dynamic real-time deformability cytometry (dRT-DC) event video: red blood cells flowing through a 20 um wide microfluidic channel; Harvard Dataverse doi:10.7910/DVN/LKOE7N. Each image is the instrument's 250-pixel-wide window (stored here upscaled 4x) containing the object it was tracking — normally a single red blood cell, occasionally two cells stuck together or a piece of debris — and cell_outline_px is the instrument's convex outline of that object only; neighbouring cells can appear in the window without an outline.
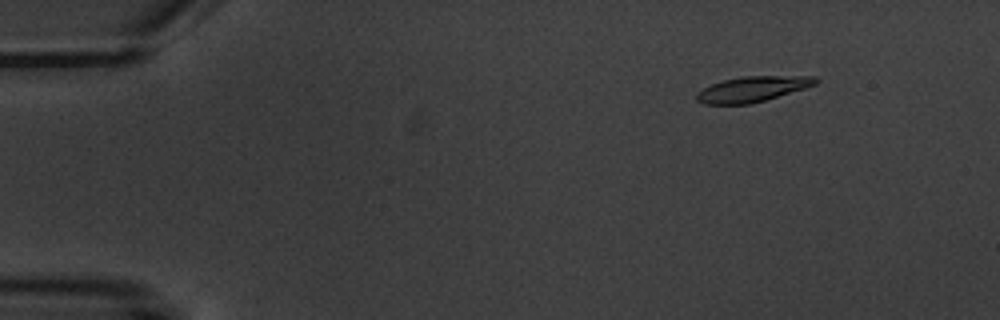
{"species": "common noctule bat (a hibernating species)", "species_latin": "Nyctalus noctula", "temperature_condition": "warm", "stored_images_in_passage": 6, "camera_frame_rate_fps": 3000, "um_per_image_px": 0.085, "animal": {"sex": "male", "body_mass_g": 20.1, "forearm_length_mm": 53.5}, "frame": {"image": 1, "passage_image": 2, "time_ms": 2.0, "image_size_px": [1000, 320], "cell_outline_px": [[820, 80], [816, 84], [804, 88], [764, 100], [748, 104], [704, 104], [696, 100], [696, 92], [712, 84], [724, 80], [744, 76], [816, 76]], "centroid_in_image_um": [63.95, 7.56], "position_along_channel_um": 21.0, "area_um2": 17.4}}
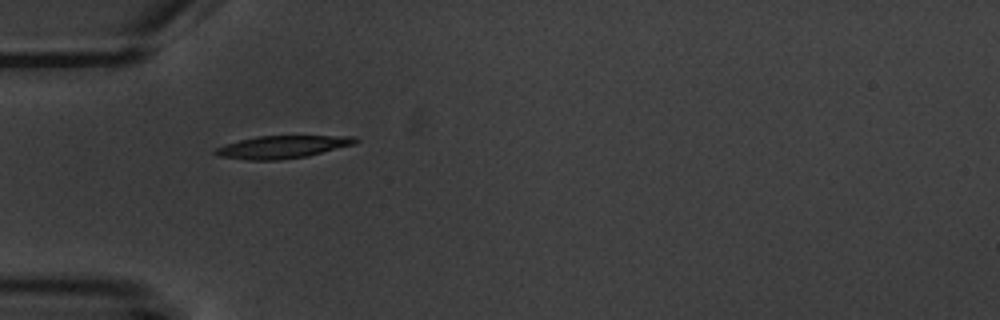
{"frame": {"image": 2, "passage_image": 5, "time_ms": 5.667, "image_size_px": [1000, 320], "cell_outline_px": [[360, 140], [356, 144], [308, 156], [280, 160], [248, 160], [220, 156], [212, 152], [216, 148], [224, 144], [256, 136], [356, 136]], "centroid_in_image_um": [24.03, 12.49], "position_along_channel_um": 61.0, "area_um2": 18.55}}